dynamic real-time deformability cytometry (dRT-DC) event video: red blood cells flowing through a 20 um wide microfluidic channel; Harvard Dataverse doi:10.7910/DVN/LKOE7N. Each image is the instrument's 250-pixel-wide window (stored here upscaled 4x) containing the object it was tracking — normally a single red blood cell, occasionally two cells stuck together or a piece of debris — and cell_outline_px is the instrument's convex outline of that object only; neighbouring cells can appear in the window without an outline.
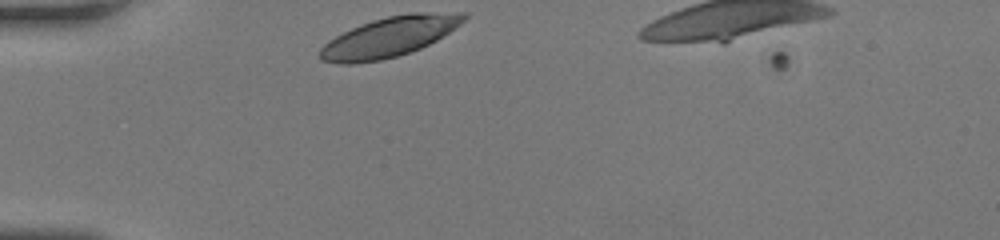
{"species": "human", "species_latin": "Homo sapiens", "temperature_condition": "room temperature", "stored_images_in_passage": 28, "camera_frame_rate_fps": 3000, "um_per_image_px": 0.085, "donor": {"sex": "female"}, "frame": {"image": 1, "passage_image": 1, "time_ms": 0.0, "image_size_px": [1000, 240], "cell_outline_px": [[468, 16], [460, 24], [436, 40], [420, 48], [396, 56], [380, 60], [352, 64], [340, 64], [320, 60], [320, 48], [328, 40], [352, 28], [372, 20], [388, 16], [408, 12], [468, 12]], "centroid_in_image_um": [33.09, 3.12], "position_along_channel_um": 51.9, "area_um2": 33.35}}
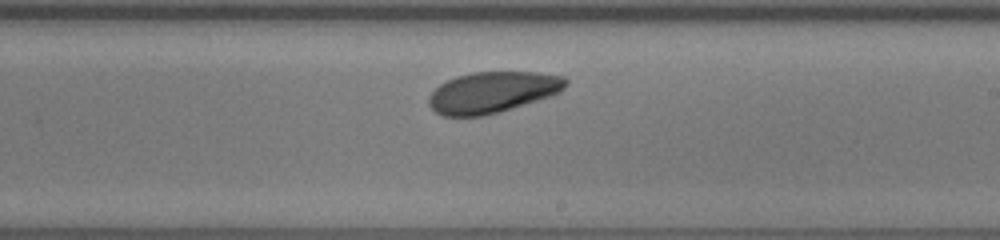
{"frame": {"image": 2, "passage_image": 17, "time_ms": 5.333, "image_size_px": [1000, 240], "cell_outline_px": [[568, 84], [560, 92], [552, 96], [500, 112], [484, 116], [440, 116], [428, 104], [428, 96], [440, 84], [456, 76], [472, 72], [540, 72], [564, 76], [568, 80]], "centroid_in_image_um": [41.89, 7.84], "position_along_channel_um": 247.1, "area_um2": 33.12}}
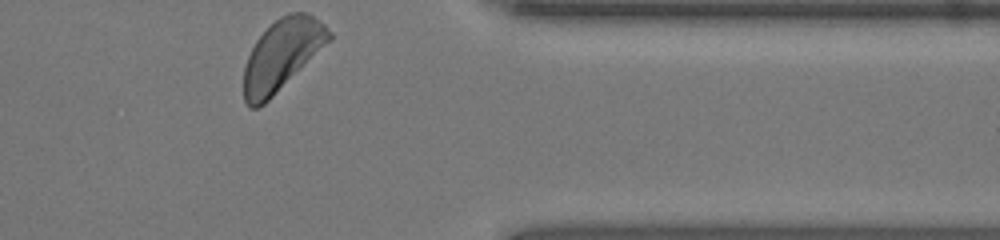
{"frame": {"image": 3, "passage_image": 28, "time_ms": 9.0, "image_size_px": [1000, 240], "cell_outline_px": [[332, 40], [264, 104], [256, 108], [248, 108], [244, 100], [244, 68], [248, 56], [256, 40], [280, 16], [288, 12], [304, 12], [312, 16], [324, 24], [332, 32]], "centroid_in_image_um": [23.98, 4.67], "position_along_channel_um": 387.4, "area_um2": 34.97}, "authors_computed_cell_mechanics": {"area_um2": 33.3506, "velocity_mm_per_s": 4.1043, "shape_relaxation_time_tau1_ms": 4.0502, "shape_relaxation_time_tau2_ms": null, "deformation_change_tau1": 0.157, "deformation_change_tau2": null}}